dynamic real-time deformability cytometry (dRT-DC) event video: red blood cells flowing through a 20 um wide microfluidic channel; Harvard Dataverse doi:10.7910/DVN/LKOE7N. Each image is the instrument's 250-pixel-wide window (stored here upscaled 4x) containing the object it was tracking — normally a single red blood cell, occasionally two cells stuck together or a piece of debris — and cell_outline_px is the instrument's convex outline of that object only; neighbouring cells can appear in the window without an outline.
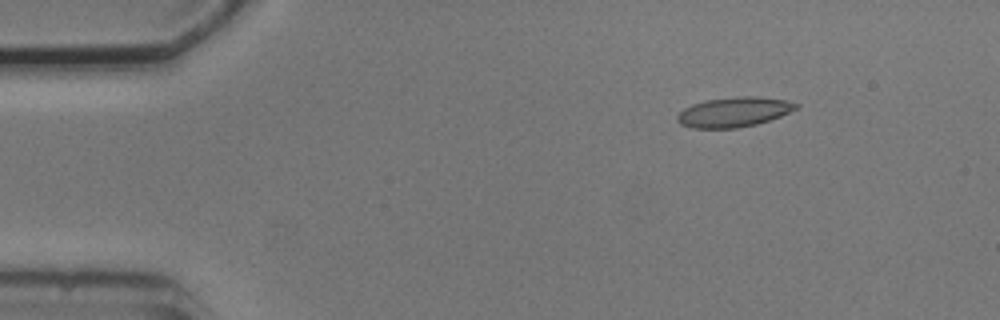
{"species": "common noctule bat (a hibernating species)", "species_latin": "Nyctalus noctula", "temperature_condition": "cold", "stored_images_in_passage": 3, "camera_frame_rate_fps": 3000, "um_per_image_px": 0.085, "animal": {"sex": "male", "body_mass_g": 20.5, "forearm_length_mm": 52.5}, "frame": {"image": 1, "passage_image": 1, "time_ms": 0.0, "image_size_px": [1000, 320], "cell_outline_px": [[800, 104], [796, 108], [780, 116], [756, 124], [736, 128], [692, 128], [680, 124], [676, 120], [676, 116], [684, 108], [692, 104], [704, 100], [740, 96], [756, 96], [784, 100]], "centroid_in_image_um": [62.33, 9.52], "position_along_channel_um": 22.7, "area_um2": 20.52}}